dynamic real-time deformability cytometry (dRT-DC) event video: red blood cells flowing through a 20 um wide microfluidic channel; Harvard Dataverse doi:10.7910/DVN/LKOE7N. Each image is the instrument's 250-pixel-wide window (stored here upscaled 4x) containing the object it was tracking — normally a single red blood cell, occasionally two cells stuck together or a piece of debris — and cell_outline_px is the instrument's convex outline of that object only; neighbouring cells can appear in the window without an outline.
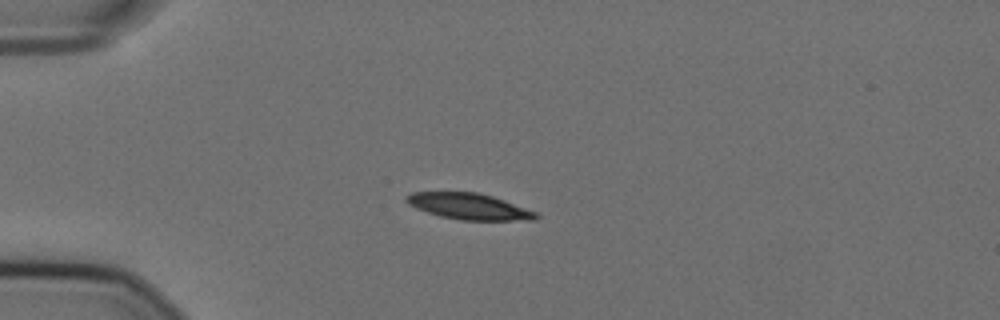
{"species": "Egyptian fruit bat (a non-hibernating species)", "species_latin": "Rousettus aegyptiacus", "temperature_condition": "cold", "stored_images_in_passage": 43, "camera_frame_rate_fps": 3000, "um_per_image_px": 0.085, "animal": {"sex": "female"}, "frame": {"image": 1, "passage_image": 1, "time_ms": 0.0, "image_size_px": [1000, 320], "cell_outline_px": [[540, 216], [536, 220], [460, 220], [440, 216], [416, 208], [408, 204], [404, 200], [404, 196], [412, 192], [476, 192], [492, 196], [540, 212]], "centroid_in_image_um": [39.9, 17.54], "position_along_channel_um": 45.1, "area_um2": 19.94}}
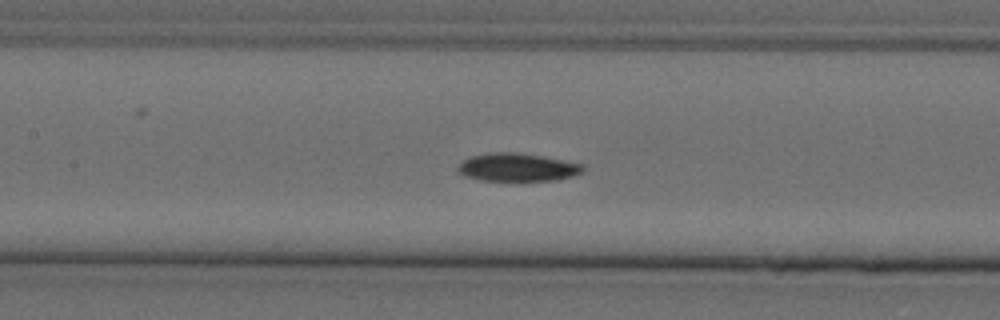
{"frame": {"image": 2, "passage_image": 13, "time_ms": 4.0, "image_size_px": [1000, 320], "cell_outline_px": [[584, 172], [572, 176], [556, 180], [480, 180], [464, 176], [456, 168], [464, 160], [472, 156], [496, 152], [516, 152], [540, 156], [584, 164]], "centroid_in_image_um": [44.0, 14.22], "position_along_channel_um": 163.4, "area_um2": 20.17}}
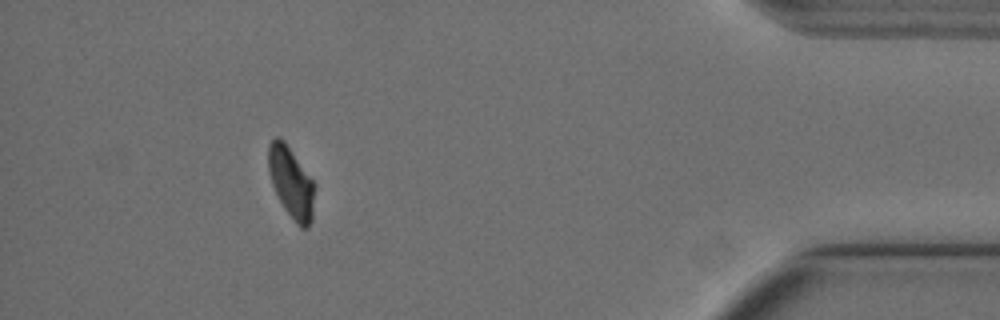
{"frame": {"image": 3, "passage_image": 38, "time_ms": 12.333, "image_size_px": [1000, 320], "cell_outline_px": [[316, 184], [312, 220], [308, 228], [300, 228], [296, 224], [284, 208], [272, 184], [268, 172], [268, 144], [276, 136], [284, 140]], "centroid_in_image_um": [24.77, 15.52], "position_along_channel_um": 410.4, "area_um2": 19.36}, "authors_computed_cell_mechanics": {"area_um2": 20.6924, "velocity_mm_per_s": 3.5726, "shape_relaxation_time_tau1_ms": 6.6369, "shape_relaxation_time_tau2_ms": null, "deformation_change_tau1": 0.1637, "deformation_change_tau2": null}}